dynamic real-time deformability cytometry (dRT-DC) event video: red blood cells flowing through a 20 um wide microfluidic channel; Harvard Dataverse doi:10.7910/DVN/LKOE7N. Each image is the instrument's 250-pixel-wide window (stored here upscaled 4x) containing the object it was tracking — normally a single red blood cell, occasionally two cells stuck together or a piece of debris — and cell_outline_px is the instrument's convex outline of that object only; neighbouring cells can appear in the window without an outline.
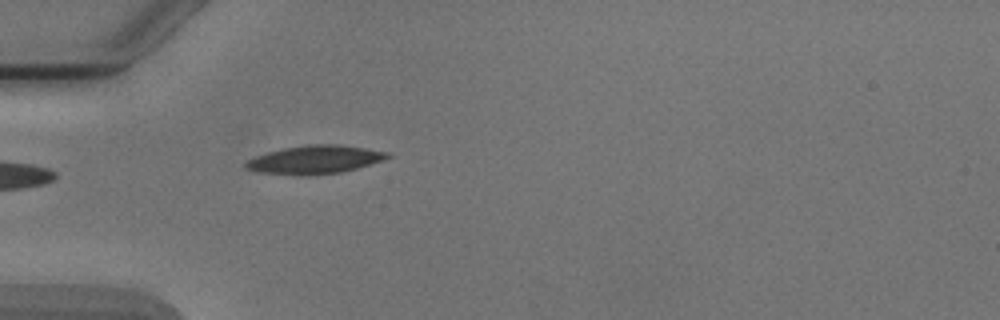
{"species": "Egyptian fruit bat (a non-hibernating species)", "species_latin": "Rousettus aegyptiacus", "temperature_condition": "cold", "stored_images_in_passage": 4, "camera_frame_rate_fps": 3000, "um_per_image_px": 0.085, "animal": {"sex": "male"}, "frame": {"image": 1, "passage_image": 4, "time_ms": 4.333, "image_size_px": [1000, 320], "cell_outline_px": [[392, 156], [356, 168], [340, 172], [308, 176], [260, 172], [244, 168], [244, 164], [248, 160], [256, 156], [268, 152], [284, 148], [308, 144], [336, 144], [364, 148], [388, 152]], "centroid_in_image_um": [26.72, 13.57], "position_along_channel_um": 58.3, "area_um2": 23.06}}